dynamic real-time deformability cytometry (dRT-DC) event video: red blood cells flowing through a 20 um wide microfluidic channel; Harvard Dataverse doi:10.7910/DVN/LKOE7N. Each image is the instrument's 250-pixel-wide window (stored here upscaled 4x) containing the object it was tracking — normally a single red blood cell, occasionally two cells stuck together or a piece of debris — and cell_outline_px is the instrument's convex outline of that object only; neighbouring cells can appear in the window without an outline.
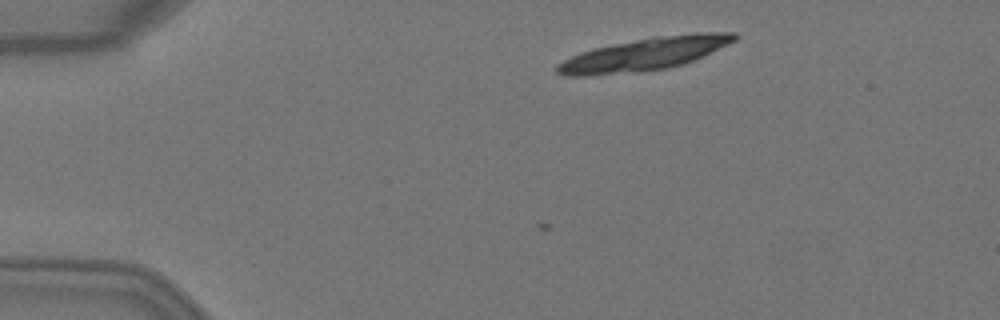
{"species": "Egyptian fruit bat (a non-hibernating species)", "species_latin": "Rousettus aegyptiacus", "temperature_condition": "warm", "stored_images_in_passage": 5, "camera_frame_rate_fps": 3000, "um_per_image_px": 0.085, "animal": {"sex": "female"}, "frame": {"image": 1, "passage_image": 1, "time_ms": 0.0, "image_size_px": [1000, 320], "cell_outline_px": [[740, 36], [736, 40], [728, 44], [684, 64], [668, 68], [640, 72], [588, 76], [568, 76], [556, 72], [556, 64], [580, 52], [596, 48], [652, 36], [696, 32], [736, 32]], "centroid_in_image_um": [54.81, 4.59], "position_along_channel_um": 30.2, "area_um2": 33.81}}